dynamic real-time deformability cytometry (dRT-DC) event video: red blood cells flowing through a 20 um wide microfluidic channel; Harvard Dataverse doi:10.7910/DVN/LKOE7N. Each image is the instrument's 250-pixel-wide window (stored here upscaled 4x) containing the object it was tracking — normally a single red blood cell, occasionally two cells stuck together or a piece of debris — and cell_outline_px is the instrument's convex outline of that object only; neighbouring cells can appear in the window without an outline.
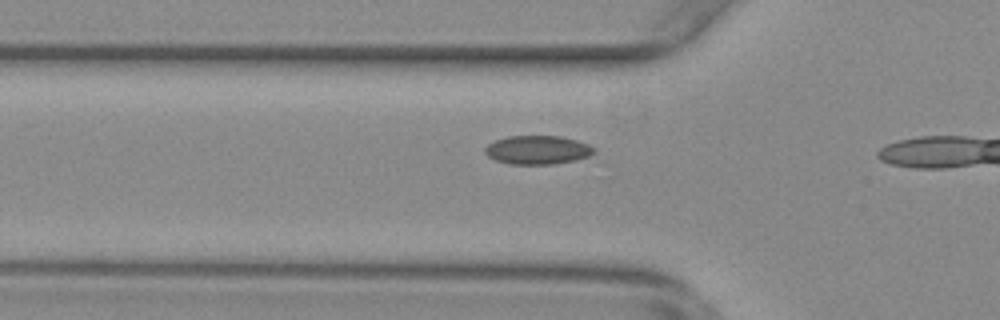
{"species": "common noctule bat (a hibernating species)", "species_latin": "Nyctalus noctula", "temperature_condition": "warm", "stored_images_in_passage": 12, "camera_frame_rate_fps": 3000, "um_per_image_px": 0.085, "animal": {"sex": "female", "body_mass_g": 29.2, "forearm_length_mm": 56.3}, "frame": {"image": 1, "passage_image": 4, "time_ms": 1.0, "image_size_px": [1000, 320], "cell_outline_px": [[596, 152], [588, 156], [572, 160], [552, 164], [508, 164], [496, 160], [488, 156], [484, 152], [484, 148], [488, 144], [496, 140], [508, 136], [560, 136], [576, 140], [588, 144], [596, 148]], "centroid_in_image_um": [45.68, 12.74], "position_along_channel_um": 80.1, "area_um2": 18.15}}